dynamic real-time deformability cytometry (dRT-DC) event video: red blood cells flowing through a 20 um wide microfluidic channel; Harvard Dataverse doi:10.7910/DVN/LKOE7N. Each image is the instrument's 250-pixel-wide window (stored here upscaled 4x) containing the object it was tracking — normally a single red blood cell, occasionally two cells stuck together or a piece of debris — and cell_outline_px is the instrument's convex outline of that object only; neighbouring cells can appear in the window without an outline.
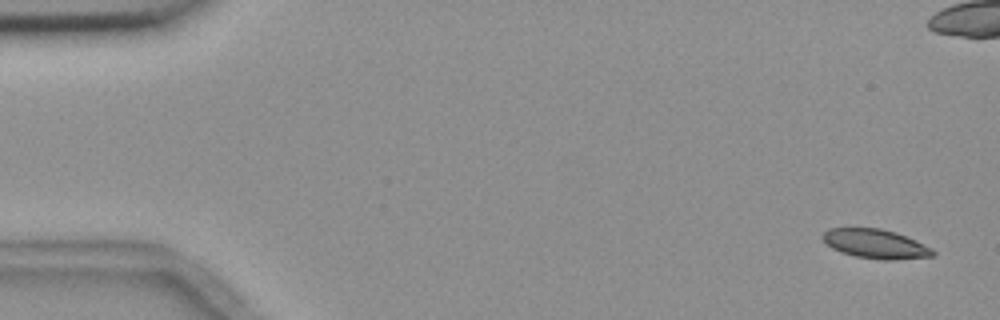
{"species": "common noctule bat (a hibernating species)", "species_latin": "Nyctalus noctula", "temperature_condition": "room temperature", "stored_images_in_passage": 6, "camera_frame_rate_fps": 3000, "um_per_image_px": 0.085, "animal": {"sex": "female", "body_mass_g": 18.4}, "frame": {"image": 1, "passage_image": 1, "time_ms": 0.0, "image_size_px": [1000, 320], "cell_outline_px": [[936, 256], [892, 260], [880, 260], [856, 256], [840, 252], [832, 248], [820, 236], [828, 228], [880, 228], [896, 232], [932, 248], [936, 252]], "centroid_in_image_um": [74.43, 20.73], "position_along_channel_um": 10.6, "area_um2": 18.79}}